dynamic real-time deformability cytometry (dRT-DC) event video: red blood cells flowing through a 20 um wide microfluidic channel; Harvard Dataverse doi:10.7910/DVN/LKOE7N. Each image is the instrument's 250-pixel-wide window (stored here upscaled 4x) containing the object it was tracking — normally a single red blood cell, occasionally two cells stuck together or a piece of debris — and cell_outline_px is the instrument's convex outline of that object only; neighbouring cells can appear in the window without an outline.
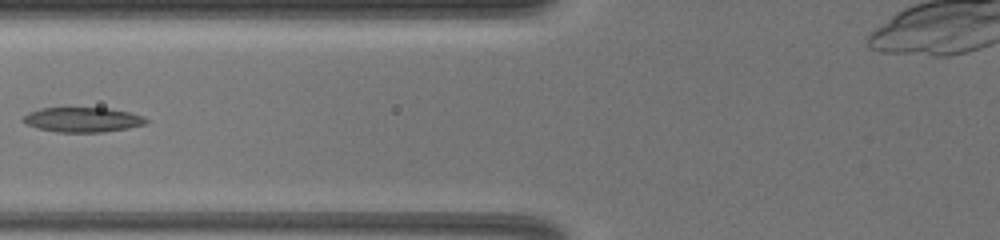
{"species": "common noctule bat (a hibernating species)", "species_latin": "Nyctalus noctula", "temperature_condition": "warm", "stored_images_in_passage": 15, "camera_frame_rate_fps": 3000, "um_per_image_px": 0.085, "animal": {"sex": "female", "body_mass_g": 19.5, "forearm_length_mm": 54.1}, "frame": {"image": 1, "passage_image": 13, "time_ms": 6.0, "image_size_px": [1000, 240], "cell_outline_px": [[148, 120], [144, 124], [128, 128], [104, 132], [56, 132], [40, 128], [28, 124], [24, 120], [24, 116], [28, 112], [40, 108], [104, 108], [128, 112], [140, 116]], "centroid_in_image_um": [7.01, 10.17], "position_along_channel_um": 118.8, "area_um2": 17.34}}